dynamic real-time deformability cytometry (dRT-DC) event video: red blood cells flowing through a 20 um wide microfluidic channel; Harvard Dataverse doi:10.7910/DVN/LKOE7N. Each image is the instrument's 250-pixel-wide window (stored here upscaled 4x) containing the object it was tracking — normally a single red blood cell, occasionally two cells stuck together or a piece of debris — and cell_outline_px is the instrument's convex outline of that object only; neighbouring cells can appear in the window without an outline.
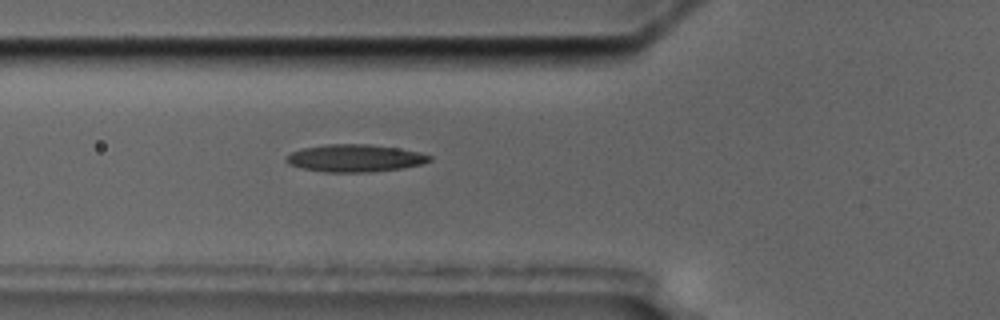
{"species": "common noctule bat (a hibernating species)", "species_latin": "Nyctalus noctula", "temperature_condition": "cold", "stored_images_in_passage": 7, "camera_frame_rate_fps": 3000, "um_per_image_px": 0.085, "animal": {"sex": "male", "body_mass_g": 17.5, "forearm_length_mm": 52.3}, "frame": {"image": 1, "passage_image": 7, "time_ms": 7.333, "image_size_px": [1000, 320], "cell_outline_px": [[432, 160], [420, 164], [400, 168], [368, 172], [324, 172], [304, 168], [288, 164], [284, 160], [284, 156], [300, 148], [328, 144], [368, 144], [396, 148], [420, 152], [432, 156]], "centroid_in_image_um": [30.12, 13.44], "position_along_channel_um": 95.7, "area_um2": 22.83}}